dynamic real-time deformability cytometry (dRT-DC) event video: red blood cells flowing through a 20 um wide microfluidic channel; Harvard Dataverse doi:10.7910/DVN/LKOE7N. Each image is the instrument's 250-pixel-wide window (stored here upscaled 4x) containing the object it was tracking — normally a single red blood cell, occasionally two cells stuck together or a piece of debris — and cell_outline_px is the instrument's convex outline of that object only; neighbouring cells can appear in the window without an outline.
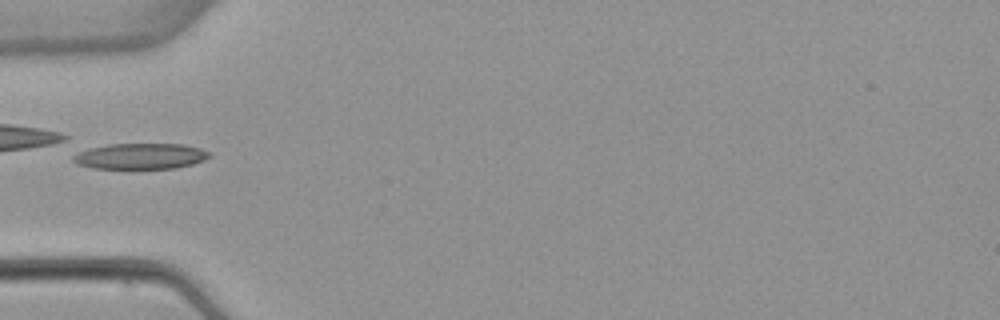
{"species": "common noctule bat (a hibernating species)", "species_latin": "Nyctalus noctula", "temperature_condition": "warm", "stored_images_in_passage": 4, "camera_frame_rate_fps": 3000, "um_per_image_px": 0.085, "animal": {"sex": "female", "body_mass_g": 22.7, "forearm_length_mm": 54.2}, "frame": {"image": 1, "passage_image": 4, "time_ms": 3.667, "image_size_px": [1000, 320], "cell_outline_px": [[212, 156], [204, 160], [192, 164], [176, 168], [92, 168], [76, 164], [72, 160], [72, 156], [88, 148], [108, 144], [180, 144], [200, 148], [208, 152]], "centroid_in_image_um": [11.92, 13.27], "position_along_channel_um": 73.1, "area_um2": 20.4}}